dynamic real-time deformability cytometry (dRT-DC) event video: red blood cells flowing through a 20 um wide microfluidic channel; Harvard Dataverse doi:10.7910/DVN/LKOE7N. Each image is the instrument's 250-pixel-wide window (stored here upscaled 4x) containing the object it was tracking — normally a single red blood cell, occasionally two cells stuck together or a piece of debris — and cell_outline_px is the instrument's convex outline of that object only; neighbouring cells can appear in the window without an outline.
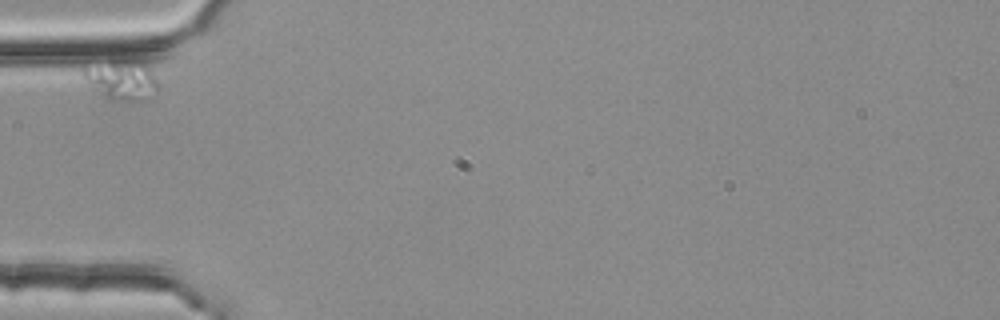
{"species": "common noctule bat (a hibernating species)", "species_latin": "Nyctalus noctula", "temperature_condition": "room temperature", "stored_images_in_passage": 3, "camera_frame_rate_fps": 3000, "um_per_image_px": 0.085, "animal": {"sex": "female", "body_mass_g": 25.1}, "frame": {"image": 1, "passage_image": 1, "time_ms": 0.0, "image_size_px": [1000, 320], "cell_outline_px": [[160, 88], [156, 92], [140, 100], [108, 100], [84, 80], [80, 72], [84, 68], [112, 60], [140, 60], [156, 76]], "centroid_in_image_um": [10.35, 6.78], "position_along_channel_um": 74.7, "area_um2": 17.28}}